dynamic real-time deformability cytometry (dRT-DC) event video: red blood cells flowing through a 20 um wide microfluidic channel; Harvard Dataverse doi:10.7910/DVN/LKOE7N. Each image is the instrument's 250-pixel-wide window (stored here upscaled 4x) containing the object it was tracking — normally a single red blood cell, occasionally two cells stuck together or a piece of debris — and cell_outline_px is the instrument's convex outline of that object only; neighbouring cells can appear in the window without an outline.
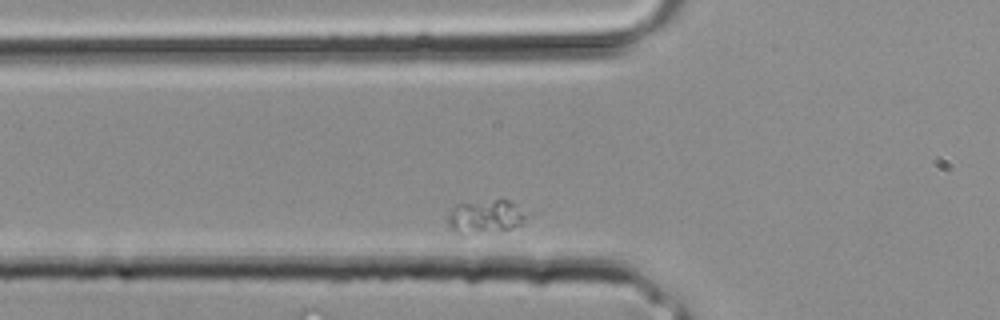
{"species": "common noctule bat (a hibernating species)", "species_latin": "Nyctalus noctula", "temperature_condition": "room temperature", "stored_images_in_passage": 21, "camera_frame_rate_fps": 3000, "um_per_image_px": 0.085, "animal": {"sex": "male", "body_mass_g": 20.4}, "frame": {"image": 1, "passage_image": 4, "time_ms": 1.0, "image_size_px": [1000, 320], "cell_outline_px": [[532, 212], [520, 224], [508, 228], [464, 236], [456, 236], [448, 224], [448, 216], [452, 208], [456, 204], [496, 200], [508, 200]], "centroid_in_image_um": [41.26, 18.43], "position_along_channel_um": 84.5, "area_um2": 15.66}}
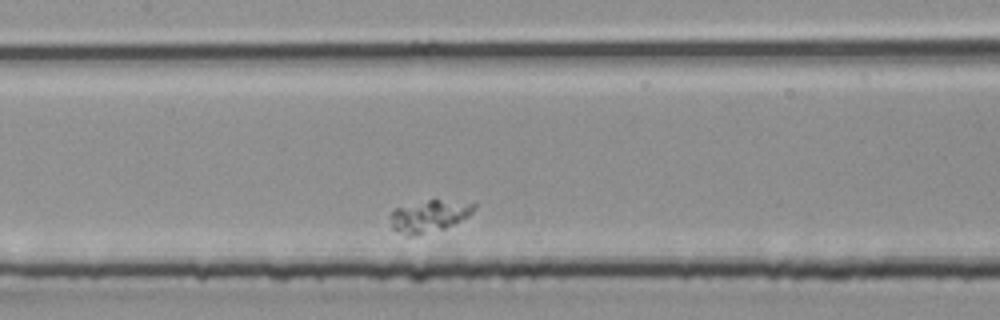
{"frame": {"image": 2, "passage_image": 9, "time_ms": 2.667, "image_size_px": [1000, 320], "cell_outline_px": [[476, 208], [468, 216], [444, 228], [416, 236], [408, 236], [392, 228], [388, 216], [392, 208], [428, 200], [440, 200], [476, 204]], "centroid_in_image_um": [36.39, 18.37], "position_along_channel_um": 171.0, "area_um2": 15.49}}
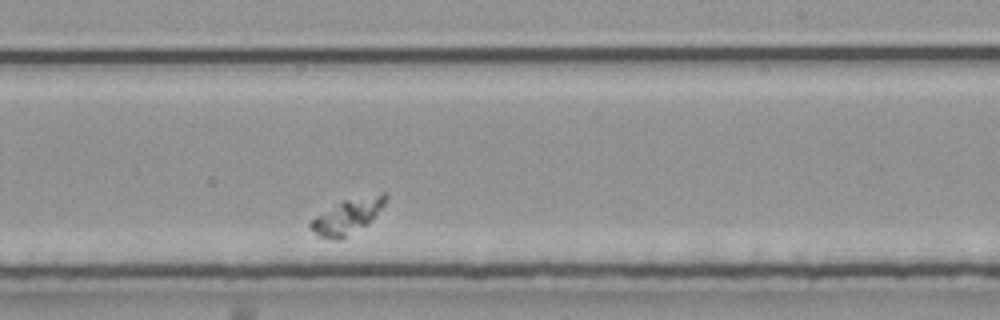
{"frame": {"image": 3, "passage_image": 14, "time_ms": 4.333, "image_size_px": [1000, 320], "cell_outline_px": [[388, 200], [368, 224], [340, 240], [332, 240], [316, 236], [308, 228], [308, 224], [316, 216], [336, 204], [344, 200], [380, 192], [384, 192], [388, 196]], "centroid_in_image_um": [29.53, 18.4], "position_along_channel_um": 259.5, "area_um2": 15.49}}